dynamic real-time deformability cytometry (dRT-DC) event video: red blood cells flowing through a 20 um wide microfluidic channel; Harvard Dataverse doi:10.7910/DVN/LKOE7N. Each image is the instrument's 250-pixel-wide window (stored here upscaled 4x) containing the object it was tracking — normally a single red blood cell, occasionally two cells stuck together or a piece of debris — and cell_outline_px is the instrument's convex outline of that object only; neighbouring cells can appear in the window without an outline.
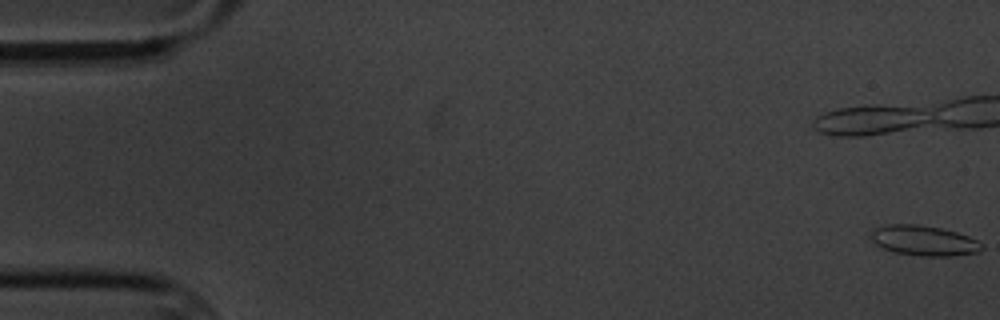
{"species": "common noctule bat (a hibernating species)", "species_latin": "Nyctalus noctula", "temperature_condition": "cold", "stored_images_in_passage": 9, "camera_frame_rate_fps": 3000, "um_per_image_px": 0.085, "animal": {"sex": "male", "body_mass_g": 20.1, "forearm_length_mm": 53.5}, "frame": {"image": 1, "passage_image": 1, "time_ms": 0.0, "image_size_px": [1000, 320], "cell_outline_px": [[984, 248], [976, 252], [952, 256], [920, 256], [892, 252], [876, 244], [872, 240], [872, 228], [888, 224], [920, 224], [940, 228], [956, 232], [968, 236], [984, 244]], "centroid_in_image_um": [78.52, 20.45], "position_along_channel_um": 6.5, "area_um2": 19.54}}
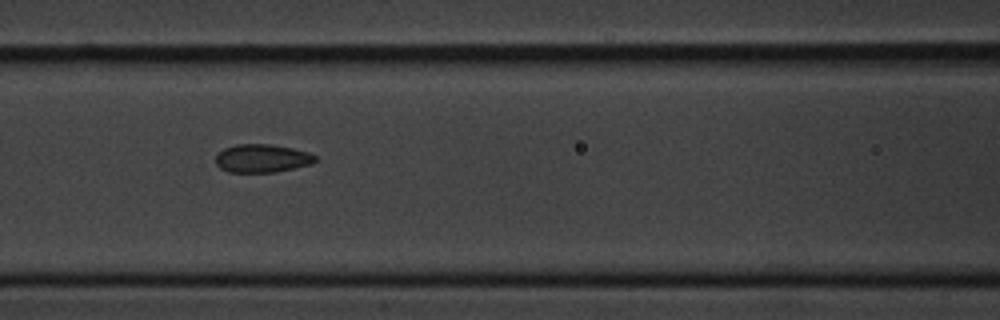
{"frame": {"image": 2, "passage_image": 8, "time_ms": 9.0, "image_size_px": [1000, 320], "cell_outline_px": [[316, 160], [312, 164], [276, 172], [228, 172], [220, 168], [216, 164], [216, 156], [224, 148], [236, 144], [268, 144], [292, 148], [308, 152], [316, 156]], "centroid_in_image_um": [22.27, 13.46], "position_along_channel_um": 144.3, "area_um2": 16.36}}
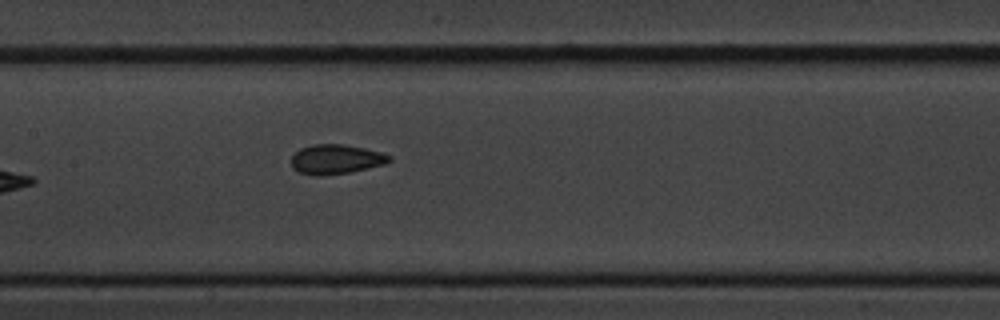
{"frame": {"image": 3, "passage_image": 9, "time_ms": 10.0, "image_size_px": [1000, 320], "cell_outline_px": [[392, 160], [384, 164], [368, 168], [348, 172], [320, 176], [316, 176], [300, 172], [292, 168], [292, 156], [300, 148], [312, 144], [344, 144], [364, 148], [380, 152], [392, 156]], "centroid_in_image_um": [28.55, 13.53], "position_along_channel_um": 178.8, "area_um2": 16.82}}